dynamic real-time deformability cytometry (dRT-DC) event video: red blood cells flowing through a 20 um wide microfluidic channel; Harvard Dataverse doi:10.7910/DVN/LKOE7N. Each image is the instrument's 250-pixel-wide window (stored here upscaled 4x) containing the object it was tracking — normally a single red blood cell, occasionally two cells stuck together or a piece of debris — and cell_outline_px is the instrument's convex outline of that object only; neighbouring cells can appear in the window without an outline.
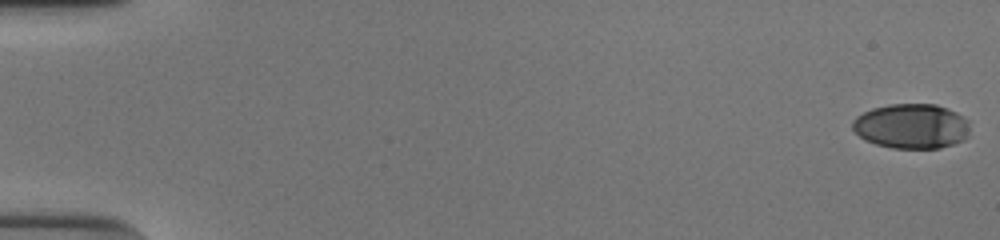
{"species": "human", "species_latin": "Homo sapiens", "temperature_condition": "cold", "stored_images_in_passage": 54, "camera_frame_rate_fps": 3000, "um_per_image_px": 0.085, "donor": {"sex": "male"}, "frame": {"image": 1, "passage_image": 1, "time_ms": 0.0, "image_size_px": [1000, 240], "cell_outline_px": [[968, 136], [964, 140], [940, 148], [892, 148], [876, 144], [864, 140], [852, 128], [852, 120], [856, 116], [872, 108], [888, 104], [936, 104], [948, 108], [964, 116], [968, 120]], "centroid_in_image_um": [77.48, 10.72], "position_along_channel_um": 7.5, "area_um2": 30.87}}
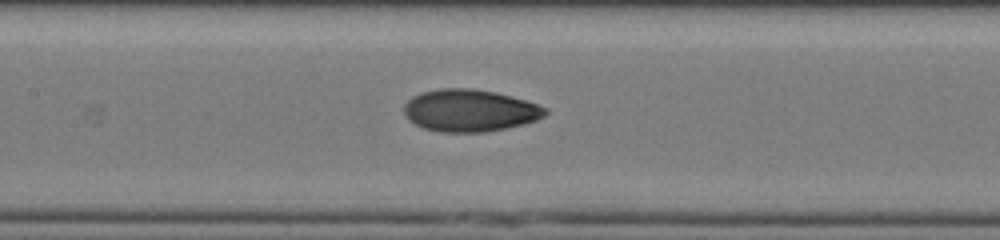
{"frame": {"image": 2, "passage_image": 27, "time_ms": 8.667, "image_size_px": [1000, 240], "cell_outline_px": [[548, 112], [544, 116], [536, 120], [524, 124], [508, 128], [484, 132], [440, 132], [424, 128], [408, 120], [404, 112], [404, 104], [412, 96], [420, 92], [440, 88], [472, 88], [496, 92], [524, 100], [548, 108]], "centroid_in_image_um": [39.92, 9.39], "position_along_channel_um": 167.5, "area_um2": 34.85}}
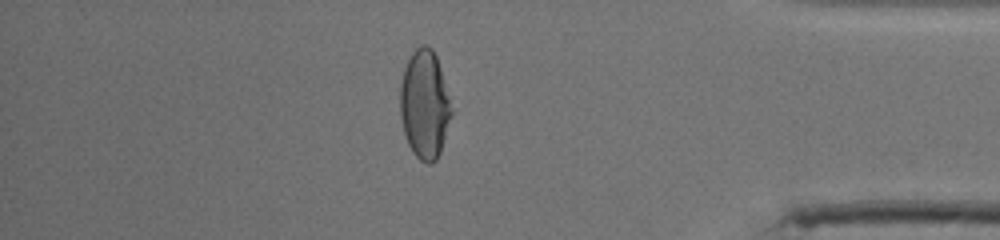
{"frame": {"image": 3, "passage_image": 47, "time_ms": 15.333, "image_size_px": [1000, 240], "cell_outline_px": [[452, 112], [440, 152], [436, 160], [432, 164], [428, 164], [420, 160], [412, 152], [408, 144], [404, 132], [400, 116], [400, 84], [404, 68], [412, 52], [420, 44], [424, 44], [432, 48], [436, 56], [440, 68]], "centroid_in_image_um": [36.06, 8.89], "position_along_channel_um": 399.1, "area_um2": 32.14}, "authors_computed_cell_mechanics": {"area_um2": 33.1194, "velocity_mm_per_s": 3.8966, "shape_relaxation_time_tau1_ms": 6.0476, "shape_relaxation_time_tau2_ms": 1.8239, "deformation_change_tau1": 0.2217, "deformation_change_tau2": 0.0436}}